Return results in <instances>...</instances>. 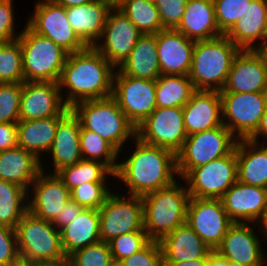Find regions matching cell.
I'll return each instance as SVG.
<instances>
[{"instance_id": "cell-1", "label": "cell", "mask_w": 267, "mask_h": 266, "mask_svg": "<svg viewBox=\"0 0 267 266\" xmlns=\"http://www.w3.org/2000/svg\"><path fill=\"white\" fill-rule=\"evenodd\" d=\"M115 71L94 46L68 54L58 82L66 106L71 108L85 100L112 96ZM62 89H66L67 94L64 95Z\"/></svg>"}, {"instance_id": "cell-2", "label": "cell", "mask_w": 267, "mask_h": 266, "mask_svg": "<svg viewBox=\"0 0 267 266\" xmlns=\"http://www.w3.org/2000/svg\"><path fill=\"white\" fill-rule=\"evenodd\" d=\"M135 140V141H134ZM136 145L128 159L118 163L114 176L124 182L127 193L143 197L178 180L176 154L167 148L147 144L133 138Z\"/></svg>"}, {"instance_id": "cell-3", "label": "cell", "mask_w": 267, "mask_h": 266, "mask_svg": "<svg viewBox=\"0 0 267 266\" xmlns=\"http://www.w3.org/2000/svg\"><path fill=\"white\" fill-rule=\"evenodd\" d=\"M240 49L226 36L195 41L189 78L195 90L221 91Z\"/></svg>"}, {"instance_id": "cell-4", "label": "cell", "mask_w": 267, "mask_h": 266, "mask_svg": "<svg viewBox=\"0 0 267 266\" xmlns=\"http://www.w3.org/2000/svg\"><path fill=\"white\" fill-rule=\"evenodd\" d=\"M174 181L171 185L142 197L144 230L151 241H161L186 223L190 199L187 187Z\"/></svg>"}, {"instance_id": "cell-5", "label": "cell", "mask_w": 267, "mask_h": 266, "mask_svg": "<svg viewBox=\"0 0 267 266\" xmlns=\"http://www.w3.org/2000/svg\"><path fill=\"white\" fill-rule=\"evenodd\" d=\"M84 129L94 131L120 154L124 143L136 137V127L112 97L85 100L70 108Z\"/></svg>"}, {"instance_id": "cell-6", "label": "cell", "mask_w": 267, "mask_h": 266, "mask_svg": "<svg viewBox=\"0 0 267 266\" xmlns=\"http://www.w3.org/2000/svg\"><path fill=\"white\" fill-rule=\"evenodd\" d=\"M18 252L23 264L60 263L67 260L60 230L51 221L32 214H24L15 228Z\"/></svg>"}, {"instance_id": "cell-7", "label": "cell", "mask_w": 267, "mask_h": 266, "mask_svg": "<svg viewBox=\"0 0 267 266\" xmlns=\"http://www.w3.org/2000/svg\"><path fill=\"white\" fill-rule=\"evenodd\" d=\"M17 40L22 49L24 81L59 82L68 53L27 25Z\"/></svg>"}, {"instance_id": "cell-8", "label": "cell", "mask_w": 267, "mask_h": 266, "mask_svg": "<svg viewBox=\"0 0 267 266\" xmlns=\"http://www.w3.org/2000/svg\"><path fill=\"white\" fill-rule=\"evenodd\" d=\"M237 141L224 124L187 136L182 148L176 153L178 176L181 179L192 168L229 155L235 149Z\"/></svg>"}, {"instance_id": "cell-9", "label": "cell", "mask_w": 267, "mask_h": 266, "mask_svg": "<svg viewBox=\"0 0 267 266\" xmlns=\"http://www.w3.org/2000/svg\"><path fill=\"white\" fill-rule=\"evenodd\" d=\"M182 179L190 197L220 199L238 181L236 147L229 155L192 168Z\"/></svg>"}, {"instance_id": "cell-10", "label": "cell", "mask_w": 267, "mask_h": 266, "mask_svg": "<svg viewBox=\"0 0 267 266\" xmlns=\"http://www.w3.org/2000/svg\"><path fill=\"white\" fill-rule=\"evenodd\" d=\"M100 238L109 242L119 235L144 230L142 197L129 195L124 197L112 191L99 209Z\"/></svg>"}, {"instance_id": "cell-11", "label": "cell", "mask_w": 267, "mask_h": 266, "mask_svg": "<svg viewBox=\"0 0 267 266\" xmlns=\"http://www.w3.org/2000/svg\"><path fill=\"white\" fill-rule=\"evenodd\" d=\"M222 122L238 139H249L266 110V92H220Z\"/></svg>"}, {"instance_id": "cell-12", "label": "cell", "mask_w": 267, "mask_h": 266, "mask_svg": "<svg viewBox=\"0 0 267 266\" xmlns=\"http://www.w3.org/2000/svg\"><path fill=\"white\" fill-rule=\"evenodd\" d=\"M27 25L38 35L51 39L68 54L84 50L87 46L69 24L66 8L54 0H38Z\"/></svg>"}, {"instance_id": "cell-13", "label": "cell", "mask_w": 267, "mask_h": 266, "mask_svg": "<svg viewBox=\"0 0 267 266\" xmlns=\"http://www.w3.org/2000/svg\"><path fill=\"white\" fill-rule=\"evenodd\" d=\"M112 97L137 128L157 107L156 80L134 78L116 68Z\"/></svg>"}, {"instance_id": "cell-14", "label": "cell", "mask_w": 267, "mask_h": 266, "mask_svg": "<svg viewBox=\"0 0 267 266\" xmlns=\"http://www.w3.org/2000/svg\"><path fill=\"white\" fill-rule=\"evenodd\" d=\"M136 137L147 144L170 149L176 154L187 138L182 107H156L136 128Z\"/></svg>"}, {"instance_id": "cell-15", "label": "cell", "mask_w": 267, "mask_h": 266, "mask_svg": "<svg viewBox=\"0 0 267 266\" xmlns=\"http://www.w3.org/2000/svg\"><path fill=\"white\" fill-rule=\"evenodd\" d=\"M233 223L227 216L221 199L190 197L186 224L211 250H216L221 244L228 228Z\"/></svg>"}, {"instance_id": "cell-16", "label": "cell", "mask_w": 267, "mask_h": 266, "mask_svg": "<svg viewBox=\"0 0 267 266\" xmlns=\"http://www.w3.org/2000/svg\"><path fill=\"white\" fill-rule=\"evenodd\" d=\"M142 35V32L119 8H111L100 42L96 43L94 47L115 68H118L130 55Z\"/></svg>"}, {"instance_id": "cell-17", "label": "cell", "mask_w": 267, "mask_h": 266, "mask_svg": "<svg viewBox=\"0 0 267 266\" xmlns=\"http://www.w3.org/2000/svg\"><path fill=\"white\" fill-rule=\"evenodd\" d=\"M70 110L62 99L58 82H23L19 121L65 116Z\"/></svg>"}, {"instance_id": "cell-18", "label": "cell", "mask_w": 267, "mask_h": 266, "mask_svg": "<svg viewBox=\"0 0 267 266\" xmlns=\"http://www.w3.org/2000/svg\"><path fill=\"white\" fill-rule=\"evenodd\" d=\"M267 91V59L262 50H240L235 56L224 88L219 92Z\"/></svg>"}, {"instance_id": "cell-19", "label": "cell", "mask_w": 267, "mask_h": 266, "mask_svg": "<svg viewBox=\"0 0 267 266\" xmlns=\"http://www.w3.org/2000/svg\"><path fill=\"white\" fill-rule=\"evenodd\" d=\"M44 170L41 164V172L31 184L28 192V197H31L28 198V210L35 216L52 222L70 200V190L57 174L49 175Z\"/></svg>"}, {"instance_id": "cell-20", "label": "cell", "mask_w": 267, "mask_h": 266, "mask_svg": "<svg viewBox=\"0 0 267 266\" xmlns=\"http://www.w3.org/2000/svg\"><path fill=\"white\" fill-rule=\"evenodd\" d=\"M256 225L257 223L234 222L216 251L228 260L244 266H264L267 258L262 251L261 238L254 233Z\"/></svg>"}, {"instance_id": "cell-21", "label": "cell", "mask_w": 267, "mask_h": 266, "mask_svg": "<svg viewBox=\"0 0 267 266\" xmlns=\"http://www.w3.org/2000/svg\"><path fill=\"white\" fill-rule=\"evenodd\" d=\"M220 199L233 222L257 223L267 207V189L237 181Z\"/></svg>"}, {"instance_id": "cell-22", "label": "cell", "mask_w": 267, "mask_h": 266, "mask_svg": "<svg viewBox=\"0 0 267 266\" xmlns=\"http://www.w3.org/2000/svg\"><path fill=\"white\" fill-rule=\"evenodd\" d=\"M158 61L162 75H189L195 41L175 29L156 34Z\"/></svg>"}, {"instance_id": "cell-23", "label": "cell", "mask_w": 267, "mask_h": 266, "mask_svg": "<svg viewBox=\"0 0 267 266\" xmlns=\"http://www.w3.org/2000/svg\"><path fill=\"white\" fill-rule=\"evenodd\" d=\"M182 110L187 136L223 124L220 92L217 90H195Z\"/></svg>"}, {"instance_id": "cell-24", "label": "cell", "mask_w": 267, "mask_h": 266, "mask_svg": "<svg viewBox=\"0 0 267 266\" xmlns=\"http://www.w3.org/2000/svg\"><path fill=\"white\" fill-rule=\"evenodd\" d=\"M226 36L240 50L265 49L267 47V0H252L245 16L237 21ZM255 41L259 42L256 44Z\"/></svg>"}, {"instance_id": "cell-25", "label": "cell", "mask_w": 267, "mask_h": 266, "mask_svg": "<svg viewBox=\"0 0 267 266\" xmlns=\"http://www.w3.org/2000/svg\"><path fill=\"white\" fill-rule=\"evenodd\" d=\"M80 129V120L72 110L58 122L56 135L48 152L52 156L54 166L52 174L82 160Z\"/></svg>"}, {"instance_id": "cell-26", "label": "cell", "mask_w": 267, "mask_h": 266, "mask_svg": "<svg viewBox=\"0 0 267 266\" xmlns=\"http://www.w3.org/2000/svg\"><path fill=\"white\" fill-rule=\"evenodd\" d=\"M110 7L101 0L66 8L67 18L75 34L86 46L99 42Z\"/></svg>"}, {"instance_id": "cell-27", "label": "cell", "mask_w": 267, "mask_h": 266, "mask_svg": "<svg viewBox=\"0 0 267 266\" xmlns=\"http://www.w3.org/2000/svg\"><path fill=\"white\" fill-rule=\"evenodd\" d=\"M194 41L223 35L217 24L213 0H188L182 19L175 29Z\"/></svg>"}, {"instance_id": "cell-28", "label": "cell", "mask_w": 267, "mask_h": 266, "mask_svg": "<svg viewBox=\"0 0 267 266\" xmlns=\"http://www.w3.org/2000/svg\"><path fill=\"white\" fill-rule=\"evenodd\" d=\"M260 146V147H259ZM238 181L267 189V145L250 139L236 144Z\"/></svg>"}, {"instance_id": "cell-29", "label": "cell", "mask_w": 267, "mask_h": 266, "mask_svg": "<svg viewBox=\"0 0 267 266\" xmlns=\"http://www.w3.org/2000/svg\"><path fill=\"white\" fill-rule=\"evenodd\" d=\"M41 172V161L20 146L0 151V180L15 183L29 192Z\"/></svg>"}, {"instance_id": "cell-30", "label": "cell", "mask_w": 267, "mask_h": 266, "mask_svg": "<svg viewBox=\"0 0 267 266\" xmlns=\"http://www.w3.org/2000/svg\"><path fill=\"white\" fill-rule=\"evenodd\" d=\"M134 78L157 80L162 74L158 61L156 34H143L130 55L117 68Z\"/></svg>"}, {"instance_id": "cell-31", "label": "cell", "mask_w": 267, "mask_h": 266, "mask_svg": "<svg viewBox=\"0 0 267 266\" xmlns=\"http://www.w3.org/2000/svg\"><path fill=\"white\" fill-rule=\"evenodd\" d=\"M163 261H188L208 257L212 251L188 225L183 224L161 241Z\"/></svg>"}, {"instance_id": "cell-32", "label": "cell", "mask_w": 267, "mask_h": 266, "mask_svg": "<svg viewBox=\"0 0 267 266\" xmlns=\"http://www.w3.org/2000/svg\"><path fill=\"white\" fill-rule=\"evenodd\" d=\"M63 117L54 116L45 119L18 121V146L32 153L43 164L40 159L43 156L42 153L50 151L56 135L58 122Z\"/></svg>"}, {"instance_id": "cell-33", "label": "cell", "mask_w": 267, "mask_h": 266, "mask_svg": "<svg viewBox=\"0 0 267 266\" xmlns=\"http://www.w3.org/2000/svg\"><path fill=\"white\" fill-rule=\"evenodd\" d=\"M61 245L66 258L101 240L99 210L84 209L70 224L60 229Z\"/></svg>"}, {"instance_id": "cell-34", "label": "cell", "mask_w": 267, "mask_h": 266, "mask_svg": "<svg viewBox=\"0 0 267 266\" xmlns=\"http://www.w3.org/2000/svg\"><path fill=\"white\" fill-rule=\"evenodd\" d=\"M195 88L189 75H161L156 80L157 107H183Z\"/></svg>"}, {"instance_id": "cell-35", "label": "cell", "mask_w": 267, "mask_h": 266, "mask_svg": "<svg viewBox=\"0 0 267 266\" xmlns=\"http://www.w3.org/2000/svg\"><path fill=\"white\" fill-rule=\"evenodd\" d=\"M28 191L23 187L0 180V225L13 229L28 211Z\"/></svg>"}, {"instance_id": "cell-36", "label": "cell", "mask_w": 267, "mask_h": 266, "mask_svg": "<svg viewBox=\"0 0 267 266\" xmlns=\"http://www.w3.org/2000/svg\"><path fill=\"white\" fill-rule=\"evenodd\" d=\"M56 174L69 190L84 183H107L108 175L114 178V173L105 164L86 159L64 167Z\"/></svg>"}, {"instance_id": "cell-37", "label": "cell", "mask_w": 267, "mask_h": 266, "mask_svg": "<svg viewBox=\"0 0 267 266\" xmlns=\"http://www.w3.org/2000/svg\"><path fill=\"white\" fill-rule=\"evenodd\" d=\"M80 148L82 159L102 162L113 173L116 172L119 152L97 133L84 129L82 126L80 129Z\"/></svg>"}, {"instance_id": "cell-38", "label": "cell", "mask_w": 267, "mask_h": 266, "mask_svg": "<svg viewBox=\"0 0 267 266\" xmlns=\"http://www.w3.org/2000/svg\"><path fill=\"white\" fill-rule=\"evenodd\" d=\"M142 34H157L164 30L155 3L148 0H128L119 8Z\"/></svg>"}, {"instance_id": "cell-39", "label": "cell", "mask_w": 267, "mask_h": 266, "mask_svg": "<svg viewBox=\"0 0 267 266\" xmlns=\"http://www.w3.org/2000/svg\"><path fill=\"white\" fill-rule=\"evenodd\" d=\"M23 58L20 42L0 43V83H23Z\"/></svg>"}, {"instance_id": "cell-40", "label": "cell", "mask_w": 267, "mask_h": 266, "mask_svg": "<svg viewBox=\"0 0 267 266\" xmlns=\"http://www.w3.org/2000/svg\"><path fill=\"white\" fill-rule=\"evenodd\" d=\"M252 0H213L219 30L226 35L245 16Z\"/></svg>"}, {"instance_id": "cell-41", "label": "cell", "mask_w": 267, "mask_h": 266, "mask_svg": "<svg viewBox=\"0 0 267 266\" xmlns=\"http://www.w3.org/2000/svg\"><path fill=\"white\" fill-rule=\"evenodd\" d=\"M67 260L70 266H109L113 262L109 243L101 240L76 251Z\"/></svg>"}, {"instance_id": "cell-42", "label": "cell", "mask_w": 267, "mask_h": 266, "mask_svg": "<svg viewBox=\"0 0 267 266\" xmlns=\"http://www.w3.org/2000/svg\"><path fill=\"white\" fill-rule=\"evenodd\" d=\"M108 183H84L70 190V199L85 209L99 210L109 193Z\"/></svg>"}, {"instance_id": "cell-43", "label": "cell", "mask_w": 267, "mask_h": 266, "mask_svg": "<svg viewBox=\"0 0 267 266\" xmlns=\"http://www.w3.org/2000/svg\"><path fill=\"white\" fill-rule=\"evenodd\" d=\"M150 241L145 231H133L113 238L108 242L113 261L120 262L130 257L143 249Z\"/></svg>"}, {"instance_id": "cell-44", "label": "cell", "mask_w": 267, "mask_h": 266, "mask_svg": "<svg viewBox=\"0 0 267 266\" xmlns=\"http://www.w3.org/2000/svg\"><path fill=\"white\" fill-rule=\"evenodd\" d=\"M23 83H0V123H18Z\"/></svg>"}, {"instance_id": "cell-45", "label": "cell", "mask_w": 267, "mask_h": 266, "mask_svg": "<svg viewBox=\"0 0 267 266\" xmlns=\"http://www.w3.org/2000/svg\"><path fill=\"white\" fill-rule=\"evenodd\" d=\"M20 263L15 229L0 225V266H16Z\"/></svg>"}, {"instance_id": "cell-46", "label": "cell", "mask_w": 267, "mask_h": 266, "mask_svg": "<svg viewBox=\"0 0 267 266\" xmlns=\"http://www.w3.org/2000/svg\"><path fill=\"white\" fill-rule=\"evenodd\" d=\"M123 266H163L159 241H150L143 249L120 261Z\"/></svg>"}, {"instance_id": "cell-47", "label": "cell", "mask_w": 267, "mask_h": 266, "mask_svg": "<svg viewBox=\"0 0 267 266\" xmlns=\"http://www.w3.org/2000/svg\"><path fill=\"white\" fill-rule=\"evenodd\" d=\"M188 0H156L163 29H176L182 19Z\"/></svg>"}, {"instance_id": "cell-48", "label": "cell", "mask_w": 267, "mask_h": 266, "mask_svg": "<svg viewBox=\"0 0 267 266\" xmlns=\"http://www.w3.org/2000/svg\"><path fill=\"white\" fill-rule=\"evenodd\" d=\"M13 0H0V43L16 40L20 33L16 32Z\"/></svg>"}, {"instance_id": "cell-49", "label": "cell", "mask_w": 267, "mask_h": 266, "mask_svg": "<svg viewBox=\"0 0 267 266\" xmlns=\"http://www.w3.org/2000/svg\"><path fill=\"white\" fill-rule=\"evenodd\" d=\"M83 206H80L73 200H69L62 211L58 214V216L52 221V224L57 228V230L62 229L67 224H70L77 218L84 210Z\"/></svg>"}, {"instance_id": "cell-50", "label": "cell", "mask_w": 267, "mask_h": 266, "mask_svg": "<svg viewBox=\"0 0 267 266\" xmlns=\"http://www.w3.org/2000/svg\"><path fill=\"white\" fill-rule=\"evenodd\" d=\"M17 145V123H0V151Z\"/></svg>"}, {"instance_id": "cell-51", "label": "cell", "mask_w": 267, "mask_h": 266, "mask_svg": "<svg viewBox=\"0 0 267 266\" xmlns=\"http://www.w3.org/2000/svg\"><path fill=\"white\" fill-rule=\"evenodd\" d=\"M207 266H244L238 262L228 260L216 250H212L207 257Z\"/></svg>"}, {"instance_id": "cell-52", "label": "cell", "mask_w": 267, "mask_h": 266, "mask_svg": "<svg viewBox=\"0 0 267 266\" xmlns=\"http://www.w3.org/2000/svg\"><path fill=\"white\" fill-rule=\"evenodd\" d=\"M263 137V141L267 143V108L263 114L257 131L249 138L251 141L261 143L259 139Z\"/></svg>"}, {"instance_id": "cell-53", "label": "cell", "mask_w": 267, "mask_h": 266, "mask_svg": "<svg viewBox=\"0 0 267 266\" xmlns=\"http://www.w3.org/2000/svg\"><path fill=\"white\" fill-rule=\"evenodd\" d=\"M163 266H207V257L188 261H163Z\"/></svg>"}, {"instance_id": "cell-54", "label": "cell", "mask_w": 267, "mask_h": 266, "mask_svg": "<svg viewBox=\"0 0 267 266\" xmlns=\"http://www.w3.org/2000/svg\"><path fill=\"white\" fill-rule=\"evenodd\" d=\"M257 226V231L261 230L260 233L263 236V241L264 239L267 240V207L264 209L262 217L258 220Z\"/></svg>"}, {"instance_id": "cell-55", "label": "cell", "mask_w": 267, "mask_h": 266, "mask_svg": "<svg viewBox=\"0 0 267 266\" xmlns=\"http://www.w3.org/2000/svg\"><path fill=\"white\" fill-rule=\"evenodd\" d=\"M58 5L65 8L80 6L86 3H90L93 0H54Z\"/></svg>"}, {"instance_id": "cell-56", "label": "cell", "mask_w": 267, "mask_h": 266, "mask_svg": "<svg viewBox=\"0 0 267 266\" xmlns=\"http://www.w3.org/2000/svg\"><path fill=\"white\" fill-rule=\"evenodd\" d=\"M110 8H120L128 0H101Z\"/></svg>"}, {"instance_id": "cell-57", "label": "cell", "mask_w": 267, "mask_h": 266, "mask_svg": "<svg viewBox=\"0 0 267 266\" xmlns=\"http://www.w3.org/2000/svg\"><path fill=\"white\" fill-rule=\"evenodd\" d=\"M40 266H70V263L68 260H65L60 263H47V264H40Z\"/></svg>"}, {"instance_id": "cell-58", "label": "cell", "mask_w": 267, "mask_h": 266, "mask_svg": "<svg viewBox=\"0 0 267 266\" xmlns=\"http://www.w3.org/2000/svg\"><path fill=\"white\" fill-rule=\"evenodd\" d=\"M16 266H40V264H23V263H20Z\"/></svg>"}, {"instance_id": "cell-59", "label": "cell", "mask_w": 267, "mask_h": 266, "mask_svg": "<svg viewBox=\"0 0 267 266\" xmlns=\"http://www.w3.org/2000/svg\"><path fill=\"white\" fill-rule=\"evenodd\" d=\"M109 266H123L120 262L113 261Z\"/></svg>"}, {"instance_id": "cell-60", "label": "cell", "mask_w": 267, "mask_h": 266, "mask_svg": "<svg viewBox=\"0 0 267 266\" xmlns=\"http://www.w3.org/2000/svg\"><path fill=\"white\" fill-rule=\"evenodd\" d=\"M262 51L264 52L266 59H267V47L265 49H262Z\"/></svg>"}, {"instance_id": "cell-61", "label": "cell", "mask_w": 267, "mask_h": 266, "mask_svg": "<svg viewBox=\"0 0 267 266\" xmlns=\"http://www.w3.org/2000/svg\"><path fill=\"white\" fill-rule=\"evenodd\" d=\"M266 108H267V91H266Z\"/></svg>"}, {"instance_id": "cell-62", "label": "cell", "mask_w": 267, "mask_h": 266, "mask_svg": "<svg viewBox=\"0 0 267 266\" xmlns=\"http://www.w3.org/2000/svg\"><path fill=\"white\" fill-rule=\"evenodd\" d=\"M148 1H150V2H153V3H155V2H156V0H148Z\"/></svg>"}]
</instances>
